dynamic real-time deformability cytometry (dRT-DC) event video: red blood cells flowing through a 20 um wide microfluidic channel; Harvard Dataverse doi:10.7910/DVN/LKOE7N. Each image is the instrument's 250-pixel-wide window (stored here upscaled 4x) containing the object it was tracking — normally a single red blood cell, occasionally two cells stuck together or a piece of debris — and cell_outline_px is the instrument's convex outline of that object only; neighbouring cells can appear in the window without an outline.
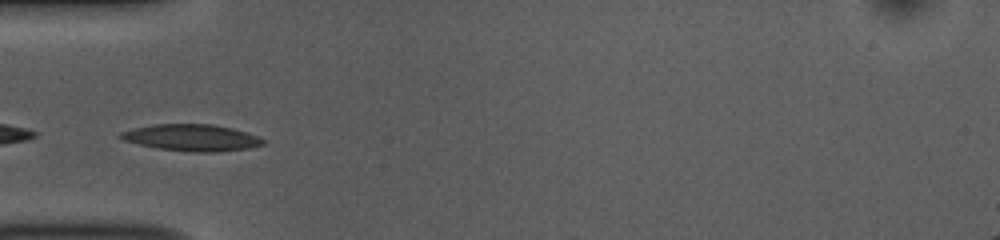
{"species": "common noctule bat (a hibernating species)", "species_latin": "Nyctalus noctula", "temperature_condition": "room temperature", "stored_images_in_passage": 16, "camera_frame_rate_fps": 3000, "um_per_image_px": 0.085, "animal": {"sex": "female", "body_mass_g": 10.0, "forearm_length_mm": 53.1}, "frame": {"image": 1, "passage_image": 11, "time_ms": 3.333, "image_size_px": [1000, 240], "cell_outline_px": [[264, 144], [248, 148], [216, 152], [196, 152], [156, 148], [124, 140], [120, 136], [120, 132], [132, 128], [152, 124], [212, 124], [232, 128], [256, 136], [264, 140]], "centroid_in_image_um": [16.27, 11.69], "position_along_channel_um": 68.7, "area_um2": 21.85}}